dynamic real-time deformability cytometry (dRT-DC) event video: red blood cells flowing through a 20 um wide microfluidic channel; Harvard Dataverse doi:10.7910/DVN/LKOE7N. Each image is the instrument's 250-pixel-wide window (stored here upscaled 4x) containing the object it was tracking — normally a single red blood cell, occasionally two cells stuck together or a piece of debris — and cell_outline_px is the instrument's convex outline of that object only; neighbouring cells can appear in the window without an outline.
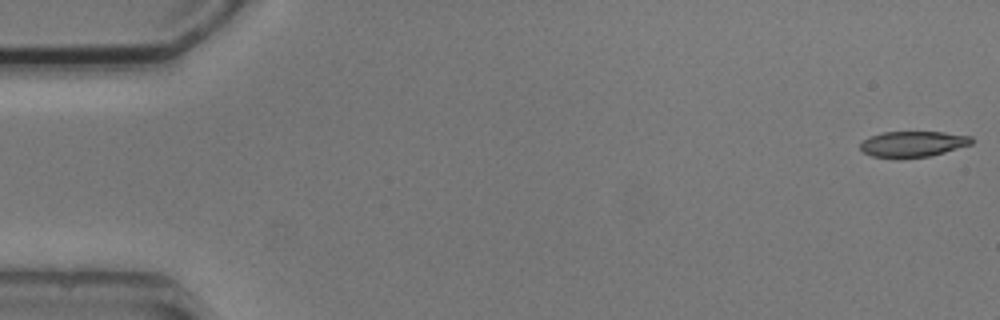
{"species": "common noctule bat (a hibernating species)", "species_latin": "Nyctalus noctula", "temperature_condition": "cold", "stored_images_in_passage": 4, "camera_frame_rate_fps": 3000, "um_per_image_px": 0.085, "animal": {"sex": "male", "body_mass_g": 20.5, "forearm_length_mm": 52.5}, "frame": {"image": 1, "passage_image": 1, "time_ms": 0.0, "image_size_px": [1000, 320], "cell_outline_px": [[972, 144], [932, 156], [900, 160], [872, 156], [864, 152], [860, 148], [860, 144], [864, 140], [872, 136], [884, 132], [944, 132], [972, 136]], "centroid_in_image_um": [77.61, 12.27], "position_along_channel_um": 7.4, "area_um2": 17.05}}